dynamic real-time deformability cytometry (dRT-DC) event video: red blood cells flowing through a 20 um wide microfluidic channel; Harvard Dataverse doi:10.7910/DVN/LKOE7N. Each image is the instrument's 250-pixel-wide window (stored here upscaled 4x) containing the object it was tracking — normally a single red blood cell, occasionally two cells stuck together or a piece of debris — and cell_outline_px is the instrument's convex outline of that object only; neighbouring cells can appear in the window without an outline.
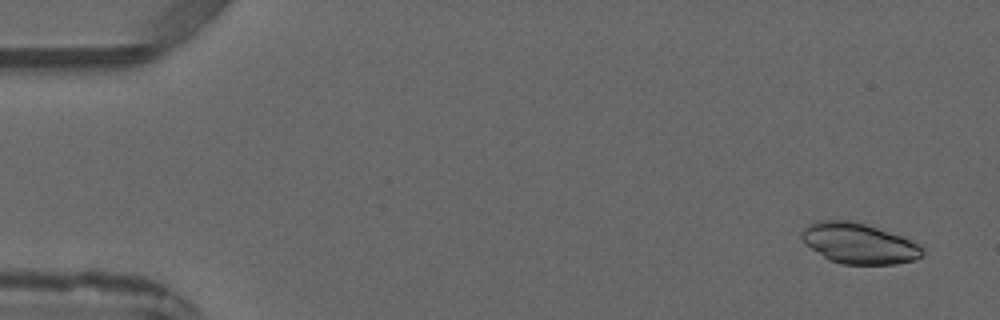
{"species": "common noctule bat (a hibernating species)", "species_latin": "Nyctalus noctula", "temperature_condition": "warm", "stored_images_in_passage": 3, "camera_frame_rate_fps": 3000, "um_per_image_px": 0.085, "animal": {"sex": "male", "forearm_length_mm": 52.5}, "frame": {"image": 1, "passage_image": 1, "time_ms": 0.0, "image_size_px": [1000, 320], "cell_outline_px": [[924, 252], [916, 260], [896, 264], [840, 264], [828, 260], [804, 244], [800, 236], [800, 232], [808, 224], [816, 220], [852, 220], [904, 236], [924, 248]], "centroid_in_image_um": [72.97, 20.68], "position_along_channel_um": 12.0, "area_um2": 28.96}}